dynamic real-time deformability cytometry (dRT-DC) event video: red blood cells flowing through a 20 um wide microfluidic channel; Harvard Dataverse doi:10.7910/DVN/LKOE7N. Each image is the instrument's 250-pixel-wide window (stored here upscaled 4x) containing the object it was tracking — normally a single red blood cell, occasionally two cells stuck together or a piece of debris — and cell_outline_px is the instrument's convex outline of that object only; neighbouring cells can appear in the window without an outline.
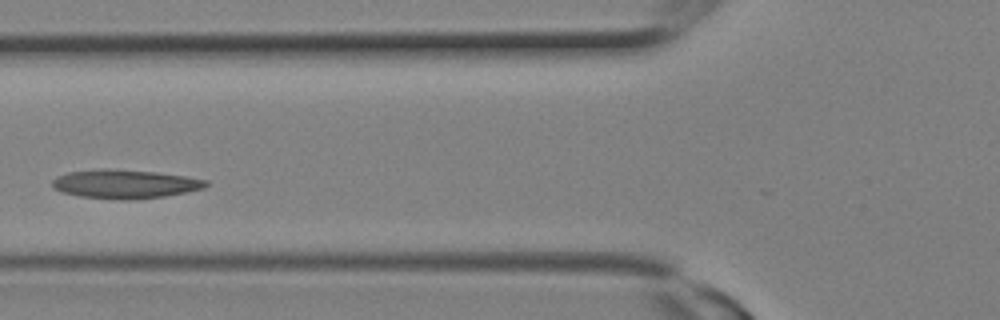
{"species": "Egyptian fruit bat (a non-hibernating species)", "species_latin": "Rousettus aegyptiacus", "temperature_condition": "room temperature", "stored_images_in_passage": 11, "camera_frame_rate_fps": 3000, "um_per_image_px": 0.085, "animal": {"sex": "female"}, "frame": {"image": 1, "passage_image": 7, "time_ms": 2.0, "image_size_px": [1000, 320], "cell_outline_px": [[208, 184], [204, 188], [164, 196], [136, 200], [120, 200], [80, 196], [64, 192], [52, 188], [52, 180], [56, 176], [68, 172], [100, 168], [112, 168], [156, 172], [184, 176], [208, 180]], "centroid_in_image_um": [10.59, 15.63], "position_along_channel_um": 115.2, "area_um2": 25.95}}
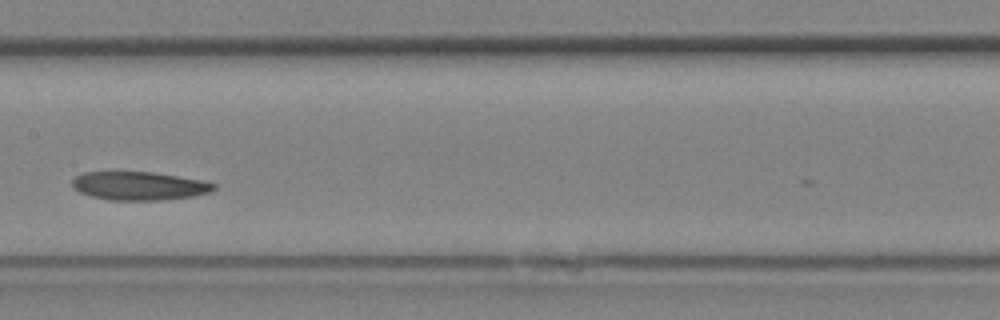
{"frame": {"image": 2, "passage_image": 10, "time_ms": 3.0, "image_size_px": [1000, 320], "cell_outline_px": [[216, 188], [208, 192], [196, 196], [160, 200], [108, 200], [92, 196], [80, 192], [72, 188], [72, 180], [76, 176], [84, 172], [152, 172], [204, 180], [216, 184]], "centroid_in_image_um": [11.84, 15.8], "position_along_channel_um": 195.6, "area_um2": 23.52}}